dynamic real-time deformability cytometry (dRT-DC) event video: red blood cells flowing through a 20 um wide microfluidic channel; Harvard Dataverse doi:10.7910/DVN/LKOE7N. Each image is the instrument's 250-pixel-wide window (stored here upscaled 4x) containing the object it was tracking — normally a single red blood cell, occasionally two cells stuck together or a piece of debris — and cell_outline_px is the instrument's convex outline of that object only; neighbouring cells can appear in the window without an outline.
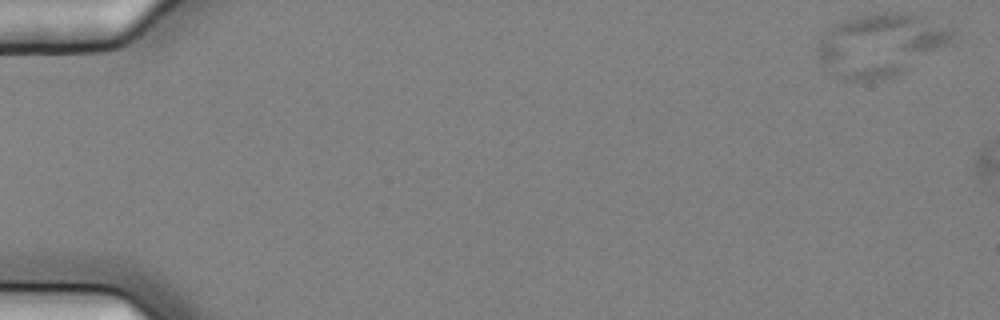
{"species": "common noctule bat (a hibernating species)", "species_latin": "Nyctalus noctula", "temperature_condition": "cold", "stored_images_in_passage": 3, "segment_of_instrument_passage": [1, 2], "camera_frame_rate_fps": 3000, "um_per_image_px": 0.085, "animal": {"sex": "female", "body_mass_g": 25.1}, "frame": {"image": 1, "passage_image": 1, "time_ms": 0.0, "image_size_px": [1000, 320], "cell_outline_px": [[956, 32], [952, 40], [908, 72], [880, 80], [844, 80], [832, 76], [816, 60], [816, 44], [824, 32], [836, 24], [844, 20], [856, 16], [884, 12], [896, 12], [916, 16], [956, 28]], "centroid_in_image_um": [74.79, 3.85], "position_along_channel_um": 10.2, "area_um2": 49.94}}